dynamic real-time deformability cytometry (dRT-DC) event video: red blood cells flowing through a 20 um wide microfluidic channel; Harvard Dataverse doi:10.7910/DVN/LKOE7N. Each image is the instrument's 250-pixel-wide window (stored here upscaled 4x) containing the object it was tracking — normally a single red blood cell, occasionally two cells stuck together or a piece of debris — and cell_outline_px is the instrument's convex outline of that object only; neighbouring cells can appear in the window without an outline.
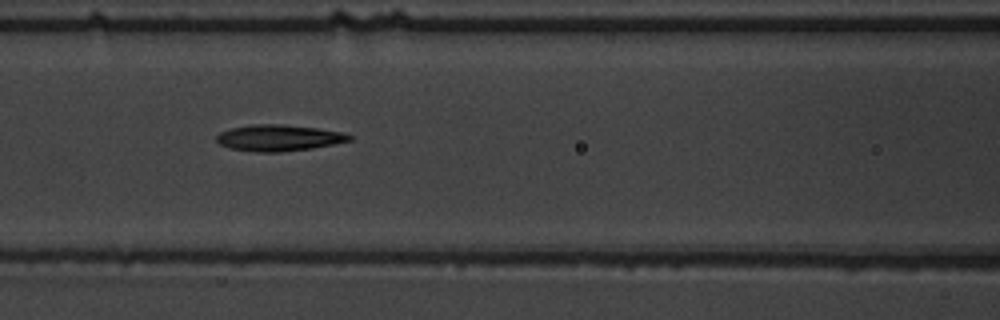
{"species": "common noctule bat (a hibernating species)", "species_latin": "Nyctalus noctula", "temperature_condition": "warm", "stored_images_in_passage": 11, "camera_frame_rate_fps": 3000, "um_per_image_px": 0.085, "animal": {"sex": "male", "body_mass_g": 19.5, "forearm_length_mm": 54.6}, "frame": {"image": 1, "passage_image": 7, "time_ms": 7.667, "image_size_px": [1000, 320], "cell_outline_px": [[352, 140], [312, 148], [280, 152], [256, 152], [228, 148], [220, 144], [216, 140], [216, 136], [220, 132], [232, 128], [248, 124], [280, 124], [316, 128], [344, 132], [352, 136]], "centroid_in_image_um": [23.67, 11.72], "position_along_channel_um": 142.9, "area_um2": 20.35}}
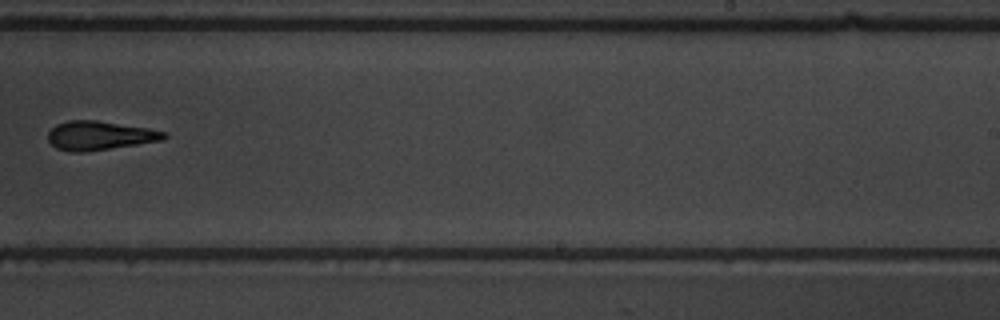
{"frame": {"image": 2, "passage_image": 10, "time_ms": 11.333, "image_size_px": [1000, 320], "cell_outline_px": [[168, 136], [164, 140], [84, 152], [72, 152], [56, 148], [48, 140], [48, 132], [56, 124], [68, 120], [96, 120], [148, 128], [168, 132]], "centroid_in_image_um": [8.48, 11.52], "position_along_channel_um": 280.5, "area_um2": 19.59}}
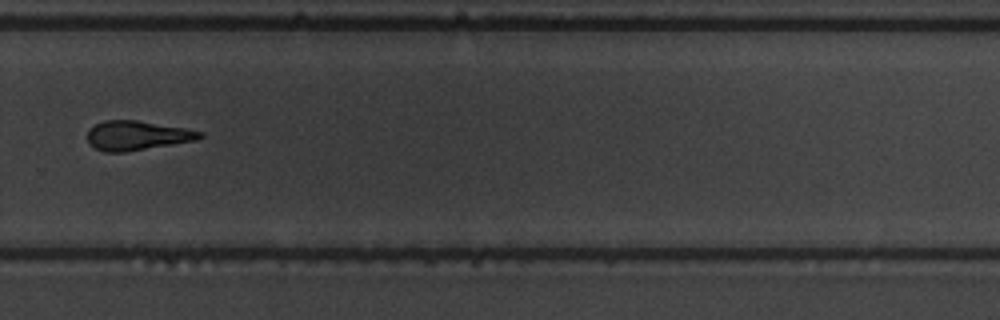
{"frame": {"image": 3, "passage_image": 11, "time_ms": 12.333, "image_size_px": [1000, 320], "cell_outline_px": [[204, 136], [196, 140], [124, 152], [104, 152], [88, 144], [88, 128], [104, 120], [136, 120], [184, 128], [204, 132]], "centroid_in_image_um": [11.62, 11.51], "position_along_channel_um": 318.2, "area_um2": 19.13}}